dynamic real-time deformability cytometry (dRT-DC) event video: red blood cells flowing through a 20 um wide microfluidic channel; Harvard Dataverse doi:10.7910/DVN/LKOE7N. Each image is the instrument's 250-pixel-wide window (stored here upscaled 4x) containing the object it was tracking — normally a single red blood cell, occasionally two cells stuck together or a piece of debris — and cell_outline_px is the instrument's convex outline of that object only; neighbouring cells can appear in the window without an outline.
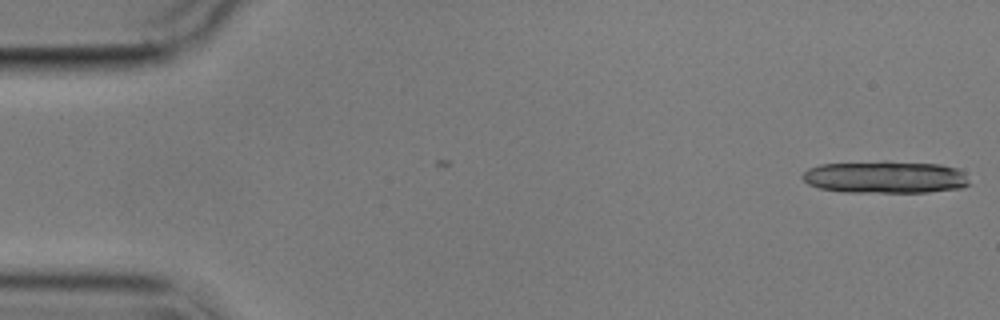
{"species": "common noctule bat (a hibernating species)", "species_latin": "Nyctalus noctula", "temperature_condition": "cold", "stored_images_in_passage": 2, "camera_frame_rate_fps": 3000, "um_per_image_px": 0.085, "animal": {"sex": "male", "body_mass_g": 17.9}, "frame": {"image": 1, "passage_image": 2, "time_ms": 1.0, "image_size_px": [1000, 320], "cell_outline_px": [[968, 184], [960, 188], [928, 192], [844, 192], [820, 188], [808, 184], [800, 176], [808, 168], [820, 164], [884, 160], [940, 164], [956, 168], [964, 172], [968, 180]], "centroid_in_image_um": [75.22, 15.03], "position_along_channel_um": 9.8, "area_um2": 31.79}}